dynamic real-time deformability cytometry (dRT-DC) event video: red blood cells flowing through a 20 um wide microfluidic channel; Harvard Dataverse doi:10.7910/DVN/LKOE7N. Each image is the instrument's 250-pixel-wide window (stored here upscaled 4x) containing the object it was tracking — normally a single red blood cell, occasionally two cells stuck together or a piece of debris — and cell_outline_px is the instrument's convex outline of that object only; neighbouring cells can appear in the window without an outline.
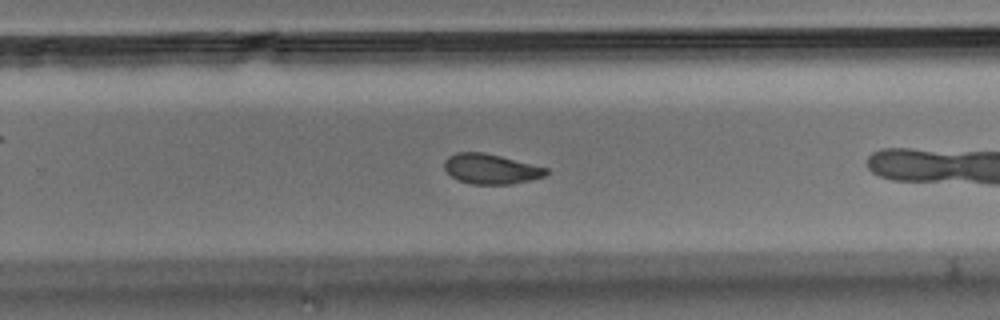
{"species": "Egyptian fruit bat (a non-hibernating species)", "species_latin": "Rousettus aegyptiacus", "temperature_condition": "room temperature", "stored_images_in_passage": 16, "camera_frame_rate_fps": 3000, "um_per_image_px": 0.085, "animal": {"sex": "male"}, "frame": {"image": 1, "passage_image": 14, "time_ms": 4.333, "image_size_px": [1000, 320], "cell_outline_px": [[548, 172], [544, 176], [512, 184], [472, 184], [460, 180], [452, 176], [444, 168], [444, 160], [448, 156], [456, 152], [484, 152], [548, 168]], "centroid_in_image_um": [41.7, 14.35], "position_along_channel_um": 288.1, "area_um2": 17.63}}